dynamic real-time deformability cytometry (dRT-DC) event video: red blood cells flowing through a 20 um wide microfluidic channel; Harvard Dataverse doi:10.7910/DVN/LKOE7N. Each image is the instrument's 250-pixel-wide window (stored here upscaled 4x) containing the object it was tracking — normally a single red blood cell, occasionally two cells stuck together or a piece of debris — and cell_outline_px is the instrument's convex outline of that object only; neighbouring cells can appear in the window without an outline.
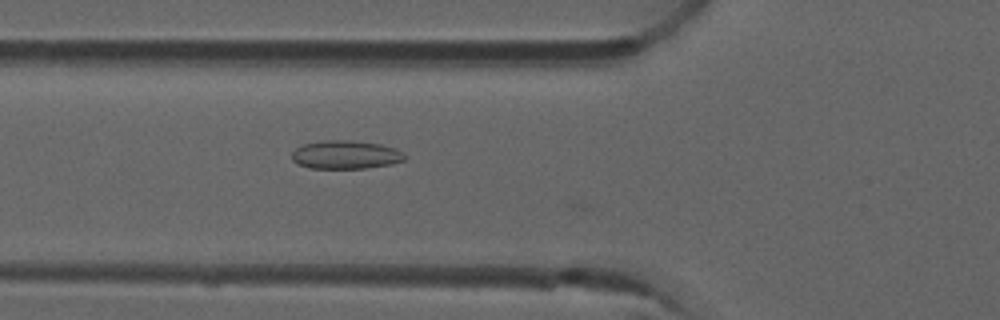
{"species": "common noctule bat (a hibernating species)", "species_latin": "Nyctalus noctula", "temperature_condition": "room temperature", "stored_images_in_passage": 37, "camera_frame_rate_fps": 3000, "um_per_image_px": 0.085, "animal": {"sex": "male", "forearm_length_mm": 52.5}, "frame": {"image": 1, "passage_image": 4, "time_ms": 1.0, "image_size_px": [1000, 320], "cell_outline_px": [[408, 156], [404, 160], [392, 164], [364, 168], [308, 168], [292, 160], [292, 152], [300, 144], [324, 140], [352, 140], [380, 144], [396, 148]], "centroid_in_image_um": [29.39, 13.14], "position_along_channel_um": 96.4, "area_um2": 18.84}}
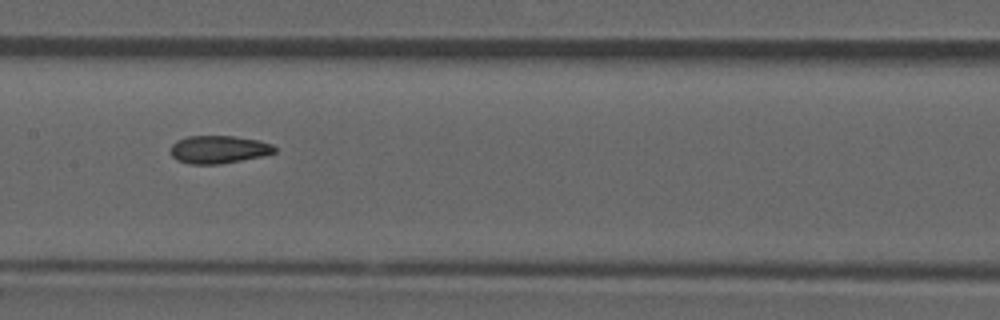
{"frame": {"image": 2, "passage_image": 11, "time_ms": 3.333, "image_size_px": [1000, 320], "cell_outline_px": [[276, 152], [260, 156], [220, 164], [188, 164], [176, 160], [172, 156], [172, 144], [176, 140], [188, 136], [232, 136], [256, 140], [272, 144], [276, 148]], "centroid_in_image_um": [18.55, 12.7], "position_along_channel_um": 188.8, "area_um2": 16.7}}
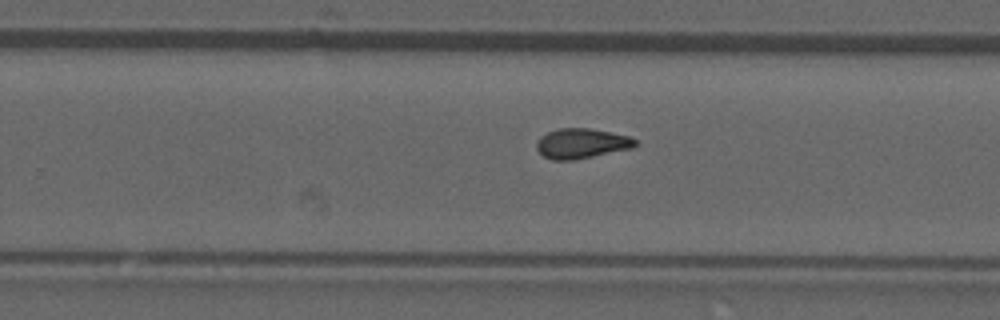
{"frame": {"image": 3, "passage_image": 18, "time_ms": 5.667, "image_size_px": [1000, 320], "cell_outline_px": [[636, 144], [632, 148], [576, 160], [552, 160], [544, 156], [536, 148], [536, 140], [540, 136], [556, 128], [588, 128], [628, 136], [636, 140]], "centroid_in_image_um": [49.38, 12.2], "position_along_channel_um": 280.4, "area_um2": 17.22}, "authors_computed_cell_mechanics": {"area_um2": 16.7042, "velocity_mm_per_s": 3.9425, "shape_relaxation_time_tau1_ms": null, "shape_relaxation_time_tau2_ms": 2.3288, "deformation_change_tau1": null, "deformation_change_tau2": 0.0599}}